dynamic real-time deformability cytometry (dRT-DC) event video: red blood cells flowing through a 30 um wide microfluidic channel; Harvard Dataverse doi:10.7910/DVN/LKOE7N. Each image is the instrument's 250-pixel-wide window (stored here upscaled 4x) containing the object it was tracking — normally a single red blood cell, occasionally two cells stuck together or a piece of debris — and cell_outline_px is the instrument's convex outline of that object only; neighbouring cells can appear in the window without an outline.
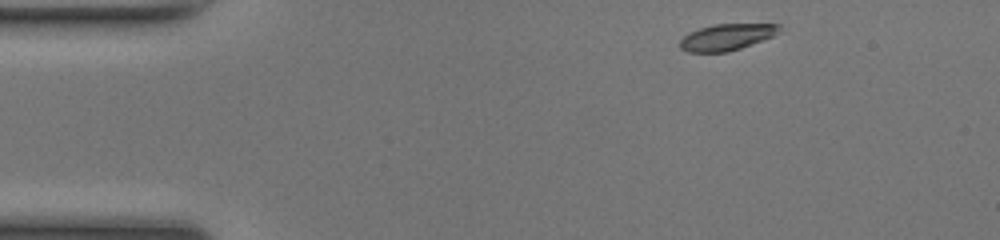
{"species": "common noctule bat (a hibernating species)", "species_latin": "Nyctalus noctula", "temperature_condition": "room temperature", "stored_images_in_passage": 44, "camera_frame_rate_fps": 3000, "um_per_image_px": 0.085, "animal": {"sex": "female", "body_mass_g": 17.0, "forearm_length_mm": 48.0}, "frame": {"image": 1, "passage_image": 1, "time_ms": 0.0, "image_size_px": [1000, 240], "cell_outline_px": [[780, 32], [772, 36], [740, 48], [728, 52], [688, 52], [680, 48], [680, 40], [688, 32], [700, 28], [716, 24], [780, 24]], "centroid_in_image_um": [61.75, 3.15], "position_along_channel_um": 23.3, "area_um2": 15.14}}
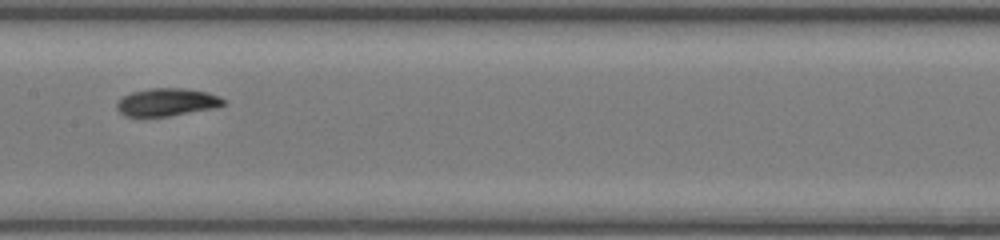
{"frame": {"image": 2, "passage_image": 19, "time_ms": 6.0, "image_size_px": [1000, 240], "cell_outline_px": [[228, 104], [216, 108], [168, 116], [124, 116], [116, 108], [116, 104], [124, 96], [132, 92], [152, 88], [184, 88], [208, 92], [224, 100]], "centroid_in_image_um": [14.21, 8.68], "position_along_channel_um": 193.2, "area_um2": 17.17}}
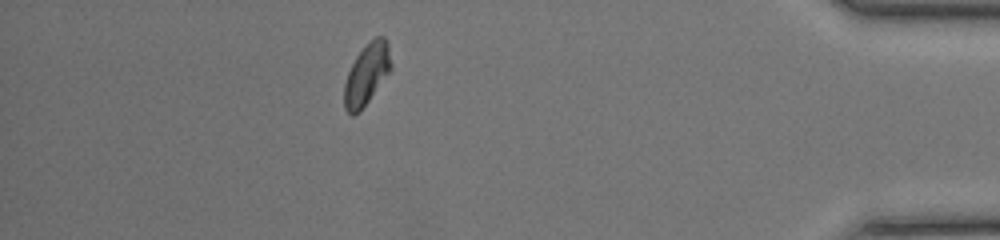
{"frame": {"image": 3, "passage_image": 38, "time_ms": 12.333, "image_size_px": [1000, 240], "cell_outline_px": [[392, 68], [368, 100], [352, 116], [344, 108], [344, 84], [348, 72], [356, 56], [376, 36], [384, 36], [388, 40], [392, 64]], "centroid_in_image_um": [31.18, 6.26], "position_along_channel_um": 404.0, "area_um2": 16.24}, "authors_computed_cell_mechanics": {"area_um2": 16.8487, "velocity_mm_per_s": 4.1364, "shape_relaxation_time_tau1_ms": 2.7892, "shape_relaxation_time_tau2_ms": 4.3313, "deformation_change_tau1": 0.118, "deformation_change_tau2": 0.0664}}